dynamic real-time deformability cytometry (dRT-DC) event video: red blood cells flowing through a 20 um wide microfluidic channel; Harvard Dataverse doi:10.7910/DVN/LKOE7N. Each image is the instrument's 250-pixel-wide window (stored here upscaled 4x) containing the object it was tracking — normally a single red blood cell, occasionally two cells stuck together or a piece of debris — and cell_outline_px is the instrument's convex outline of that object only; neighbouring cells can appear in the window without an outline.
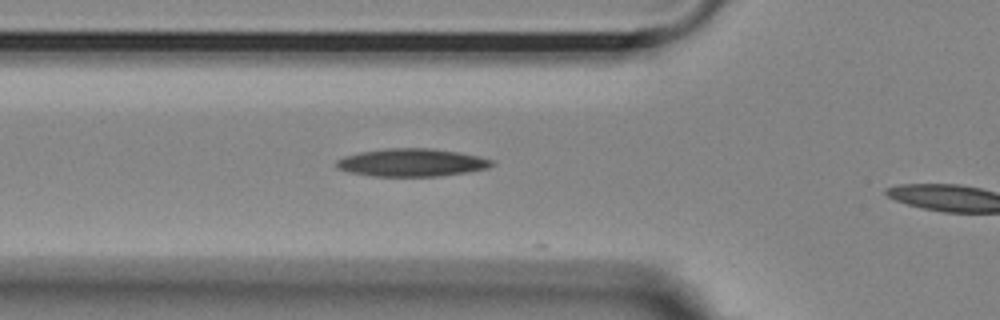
{"species": "Egyptian fruit bat (a non-hibernating species)", "species_latin": "Rousettus aegyptiacus", "temperature_condition": "room temperature", "stored_images_in_passage": 4, "camera_frame_rate_fps": 3000, "um_per_image_px": 0.085, "animal": {"sex": "female"}, "frame": {"image": 1, "passage_image": 3, "time_ms": 0.667, "image_size_px": [1000, 320], "cell_outline_px": [[496, 164], [488, 168], [440, 176], [372, 176], [348, 172], [336, 168], [332, 164], [336, 160], [344, 156], [360, 152], [384, 148], [432, 148], [460, 152], [480, 156], [496, 160]], "centroid_in_image_um": [34.99, 13.81], "position_along_channel_um": 90.8, "area_um2": 25.61}}